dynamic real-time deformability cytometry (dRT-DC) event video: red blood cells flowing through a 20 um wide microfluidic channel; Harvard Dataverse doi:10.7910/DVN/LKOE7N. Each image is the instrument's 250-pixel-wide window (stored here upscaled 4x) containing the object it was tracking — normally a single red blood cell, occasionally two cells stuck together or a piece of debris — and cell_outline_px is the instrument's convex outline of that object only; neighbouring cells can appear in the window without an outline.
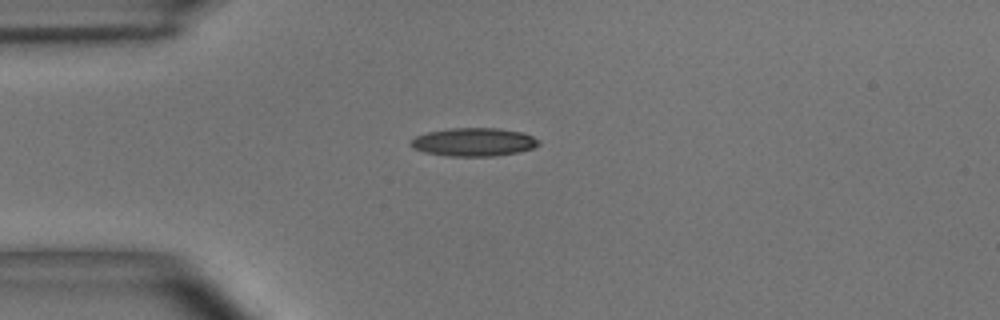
{"species": "common noctule bat (a hibernating species)", "species_latin": "Nyctalus noctula", "temperature_condition": "room temperature", "stored_images_in_passage": 4, "camera_frame_rate_fps": 3000, "um_per_image_px": 0.085, "animal": {"sex": "male", "body_mass_g": 15.6}, "frame": {"image": 1, "passage_image": 1, "time_ms": 0.0, "image_size_px": [1000, 320], "cell_outline_px": [[540, 144], [532, 148], [516, 152], [496, 156], [448, 156], [424, 152], [412, 148], [408, 144], [416, 136], [428, 132], [452, 128], [496, 128], [524, 132], [540, 140]], "centroid_in_image_um": [40.26, 12.07], "position_along_channel_um": 44.7, "area_um2": 21.1}}
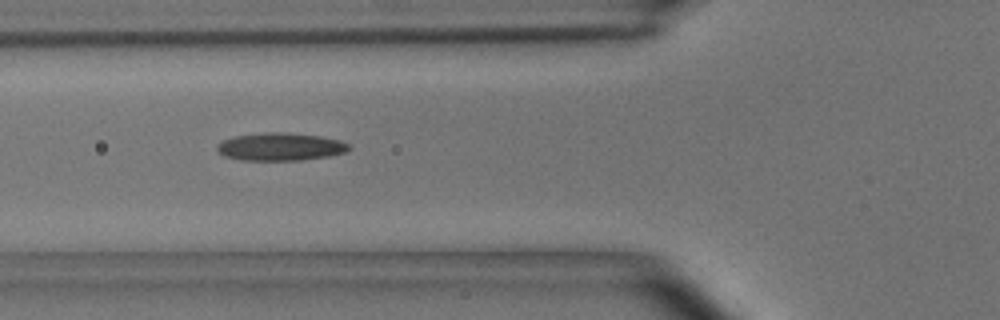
{"frame": {"image": 2, "passage_image": 3, "time_ms": 0.667, "image_size_px": [1000, 320], "cell_outline_px": [[352, 148], [344, 152], [328, 156], [300, 160], [240, 160], [224, 156], [216, 148], [216, 144], [224, 140], [236, 136], [264, 132], [284, 132], [320, 136], [340, 140], [348, 144]], "centroid_in_image_um": [23.82, 12.47], "position_along_channel_um": 102.0, "area_um2": 21.27}}